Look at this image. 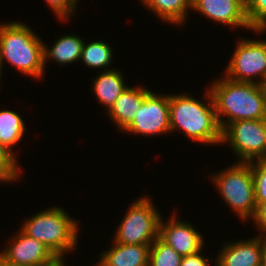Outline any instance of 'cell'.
Instances as JSON below:
<instances>
[{"label":"cell","mask_w":266,"mask_h":266,"mask_svg":"<svg viewBox=\"0 0 266 266\" xmlns=\"http://www.w3.org/2000/svg\"><path fill=\"white\" fill-rule=\"evenodd\" d=\"M206 90L204 98L207 103L185 92L169 94L170 131H182L193 142L221 145L222 130L216 117L212 95L209 89Z\"/></svg>","instance_id":"1"},{"label":"cell","mask_w":266,"mask_h":266,"mask_svg":"<svg viewBox=\"0 0 266 266\" xmlns=\"http://www.w3.org/2000/svg\"><path fill=\"white\" fill-rule=\"evenodd\" d=\"M211 84L208 88L221 130L238 120L266 119V106L259 84L236 82L223 75Z\"/></svg>","instance_id":"2"},{"label":"cell","mask_w":266,"mask_h":266,"mask_svg":"<svg viewBox=\"0 0 266 266\" xmlns=\"http://www.w3.org/2000/svg\"><path fill=\"white\" fill-rule=\"evenodd\" d=\"M0 60H6L20 73L34 79L42 78L44 66V42L32 28L21 21L0 23Z\"/></svg>","instance_id":"3"},{"label":"cell","mask_w":266,"mask_h":266,"mask_svg":"<svg viewBox=\"0 0 266 266\" xmlns=\"http://www.w3.org/2000/svg\"><path fill=\"white\" fill-rule=\"evenodd\" d=\"M21 230L42 242L57 257L77 249L79 222L62 207H50L26 218Z\"/></svg>","instance_id":"4"},{"label":"cell","mask_w":266,"mask_h":266,"mask_svg":"<svg viewBox=\"0 0 266 266\" xmlns=\"http://www.w3.org/2000/svg\"><path fill=\"white\" fill-rule=\"evenodd\" d=\"M219 194L241 221L254 217L257 209L254 180L249 163L235 164L209 176Z\"/></svg>","instance_id":"5"},{"label":"cell","mask_w":266,"mask_h":266,"mask_svg":"<svg viewBox=\"0 0 266 266\" xmlns=\"http://www.w3.org/2000/svg\"><path fill=\"white\" fill-rule=\"evenodd\" d=\"M152 202L144 195L129 205V210L115 229L114 242L151 245L158 238L161 214Z\"/></svg>","instance_id":"6"},{"label":"cell","mask_w":266,"mask_h":266,"mask_svg":"<svg viewBox=\"0 0 266 266\" xmlns=\"http://www.w3.org/2000/svg\"><path fill=\"white\" fill-rule=\"evenodd\" d=\"M237 42L223 76L236 82L260 84L266 79V40L243 38Z\"/></svg>","instance_id":"7"},{"label":"cell","mask_w":266,"mask_h":266,"mask_svg":"<svg viewBox=\"0 0 266 266\" xmlns=\"http://www.w3.org/2000/svg\"><path fill=\"white\" fill-rule=\"evenodd\" d=\"M229 144L237 162H251L266 160V143L264 133V119L238 120L229 123L222 130L221 144Z\"/></svg>","instance_id":"8"},{"label":"cell","mask_w":266,"mask_h":266,"mask_svg":"<svg viewBox=\"0 0 266 266\" xmlns=\"http://www.w3.org/2000/svg\"><path fill=\"white\" fill-rule=\"evenodd\" d=\"M151 92L145 97L135 119L124 130V133H131L143 136H157L170 134L169 119V95Z\"/></svg>","instance_id":"9"},{"label":"cell","mask_w":266,"mask_h":266,"mask_svg":"<svg viewBox=\"0 0 266 266\" xmlns=\"http://www.w3.org/2000/svg\"><path fill=\"white\" fill-rule=\"evenodd\" d=\"M17 232L0 253L6 261L20 266H48L58 259L42 242L21 229Z\"/></svg>","instance_id":"10"},{"label":"cell","mask_w":266,"mask_h":266,"mask_svg":"<svg viewBox=\"0 0 266 266\" xmlns=\"http://www.w3.org/2000/svg\"><path fill=\"white\" fill-rule=\"evenodd\" d=\"M177 217L178 215L171 214L167 222L160 218L158 237L181 256L203 251L205 241L202 234L196 231L194 225Z\"/></svg>","instance_id":"11"},{"label":"cell","mask_w":266,"mask_h":266,"mask_svg":"<svg viewBox=\"0 0 266 266\" xmlns=\"http://www.w3.org/2000/svg\"><path fill=\"white\" fill-rule=\"evenodd\" d=\"M192 11L199 12L220 25L252 31L246 17L244 0H193Z\"/></svg>","instance_id":"12"},{"label":"cell","mask_w":266,"mask_h":266,"mask_svg":"<svg viewBox=\"0 0 266 266\" xmlns=\"http://www.w3.org/2000/svg\"><path fill=\"white\" fill-rule=\"evenodd\" d=\"M263 236L224 243L215 266H261Z\"/></svg>","instance_id":"13"},{"label":"cell","mask_w":266,"mask_h":266,"mask_svg":"<svg viewBox=\"0 0 266 266\" xmlns=\"http://www.w3.org/2000/svg\"><path fill=\"white\" fill-rule=\"evenodd\" d=\"M150 92L146 86H127L118 97L107 114L120 131H124L135 119L142 102Z\"/></svg>","instance_id":"14"},{"label":"cell","mask_w":266,"mask_h":266,"mask_svg":"<svg viewBox=\"0 0 266 266\" xmlns=\"http://www.w3.org/2000/svg\"><path fill=\"white\" fill-rule=\"evenodd\" d=\"M151 245L120 244L113 241L108 250L100 253V266H148Z\"/></svg>","instance_id":"15"},{"label":"cell","mask_w":266,"mask_h":266,"mask_svg":"<svg viewBox=\"0 0 266 266\" xmlns=\"http://www.w3.org/2000/svg\"><path fill=\"white\" fill-rule=\"evenodd\" d=\"M100 72L91 85L98 103L109 111L128 85L125 84L126 80H124L122 71L114 67L111 70Z\"/></svg>","instance_id":"16"},{"label":"cell","mask_w":266,"mask_h":266,"mask_svg":"<svg viewBox=\"0 0 266 266\" xmlns=\"http://www.w3.org/2000/svg\"><path fill=\"white\" fill-rule=\"evenodd\" d=\"M85 39L73 34H65L53 42V46L48 48L44 44V66L46 68L47 60H54L58 65H68L81 59L82 48Z\"/></svg>","instance_id":"17"},{"label":"cell","mask_w":266,"mask_h":266,"mask_svg":"<svg viewBox=\"0 0 266 266\" xmlns=\"http://www.w3.org/2000/svg\"><path fill=\"white\" fill-rule=\"evenodd\" d=\"M145 8L157 15L162 22L182 25L192 9L193 0H141Z\"/></svg>","instance_id":"18"},{"label":"cell","mask_w":266,"mask_h":266,"mask_svg":"<svg viewBox=\"0 0 266 266\" xmlns=\"http://www.w3.org/2000/svg\"><path fill=\"white\" fill-rule=\"evenodd\" d=\"M26 126L22 116L12 110L0 111V148L4 149L16 160L18 156L12 151V147L21 142Z\"/></svg>","instance_id":"19"},{"label":"cell","mask_w":266,"mask_h":266,"mask_svg":"<svg viewBox=\"0 0 266 266\" xmlns=\"http://www.w3.org/2000/svg\"><path fill=\"white\" fill-rule=\"evenodd\" d=\"M113 50L111 45L105 41H91L83 44L81 59L82 62L91 69L102 68L101 71L111 70V64L113 62Z\"/></svg>","instance_id":"20"},{"label":"cell","mask_w":266,"mask_h":266,"mask_svg":"<svg viewBox=\"0 0 266 266\" xmlns=\"http://www.w3.org/2000/svg\"><path fill=\"white\" fill-rule=\"evenodd\" d=\"M183 256L159 237L151 244L148 266H180Z\"/></svg>","instance_id":"21"},{"label":"cell","mask_w":266,"mask_h":266,"mask_svg":"<svg viewBox=\"0 0 266 266\" xmlns=\"http://www.w3.org/2000/svg\"><path fill=\"white\" fill-rule=\"evenodd\" d=\"M246 17L251 30L263 34L266 31V0H247Z\"/></svg>","instance_id":"22"},{"label":"cell","mask_w":266,"mask_h":266,"mask_svg":"<svg viewBox=\"0 0 266 266\" xmlns=\"http://www.w3.org/2000/svg\"><path fill=\"white\" fill-rule=\"evenodd\" d=\"M254 180L255 201L266 202V160L248 162Z\"/></svg>","instance_id":"23"},{"label":"cell","mask_w":266,"mask_h":266,"mask_svg":"<svg viewBox=\"0 0 266 266\" xmlns=\"http://www.w3.org/2000/svg\"><path fill=\"white\" fill-rule=\"evenodd\" d=\"M20 172L18 160L0 148V182H16L20 177Z\"/></svg>","instance_id":"24"},{"label":"cell","mask_w":266,"mask_h":266,"mask_svg":"<svg viewBox=\"0 0 266 266\" xmlns=\"http://www.w3.org/2000/svg\"><path fill=\"white\" fill-rule=\"evenodd\" d=\"M49 5L52 12L61 22L69 21V18L75 15L74 0H44ZM74 13V14H73Z\"/></svg>","instance_id":"25"},{"label":"cell","mask_w":266,"mask_h":266,"mask_svg":"<svg viewBox=\"0 0 266 266\" xmlns=\"http://www.w3.org/2000/svg\"><path fill=\"white\" fill-rule=\"evenodd\" d=\"M256 204L257 209L252 220L256 228L260 229V234L266 237V202H256Z\"/></svg>","instance_id":"26"},{"label":"cell","mask_w":266,"mask_h":266,"mask_svg":"<svg viewBox=\"0 0 266 266\" xmlns=\"http://www.w3.org/2000/svg\"><path fill=\"white\" fill-rule=\"evenodd\" d=\"M211 261L216 263V260H211L209 257H204L202 251L188 256H183L180 266H209Z\"/></svg>","instance_id":"27"},{"label":"cell","mask_w":266,"mask_h":266,"mask_svg":"<svg viewBox=\"0 0 266 266\" xmlns=\"http://www.w3.org/2000/svg\"><path fill=\"white\" fill-rule=\"evenodd\" d=\"M261 266H266V237L265 236H263V250H262Z\"/></svg>","instance_id":"28"},{"label":"cell","mask_w":266,"mask_h":266,"mask_svg":"<svg viewBox=\"0 0 266 266\" xmlns=\"http://www.w3.org/2000/svg\"><path fill=\"white\" fill-rule=\"evenodd\" d=\"M263 96H264V102H265V106H266V79L264 81H262L260 84Z\"/></svg>","instance_id":"29"},{"label":"cell","mask_w":266,"mask_h":266,"mask_svg":"<svg viewBox=\"0 0 266 266\" xmlns=\"http://www.w3.org/2000/svg\"><path fill=\"white\" fill-rule=\"evenodd\" d=\"M65 258H58L54 263L48 265V266H65Z\"/></svg>","instance_id":"30"},{"label":"cell","mask_w":266,"mask_h":266,"mask_svg":"<svg viewBox=\"0 0 266 266\" xmlns=\"http://www.w3.org/2000/svg\"><path fill=\"white\" fill-rule=\"evenodd\" d=\"M0 266H20V265L12 264V263L6 261L5 259H3V258L0 256Z\"/></svg>","instance_id":"31"},{"label":"cell","mask_w":266,"mask_h":266,"mask_svg":"<svg viewBox=\"0 0 266 266\" xmlns=\"http://www.w3.org/2000/svg\"><path fill=\"white\" fill-rule=\"evenodd\" d=\"M3 66H2V62H1V60H0V83H1V76H2V70H3ZM1 85V84H0ZM1 87V86H0ZM1 89V88H0Z\"/></svg>","instance_id":"32"},{"label":"cell","mask_w":266,"mask_h":266,"mask_svg":"<svg viewBox=\"0 0 266 266\" xmlns=\"http://www.w3.org/2000/svg\"><path fill=\"white\" fill-rule=\"evenodd\" d=\"M264 133H265V143H266V119H264Z\"/></svg>","instance_id":"33"},{"label":"cell","mask_w":266,"mask_h":266,"mask_svg":"<svg viewBox=\"0 0 266 266\" xmlns=\"http://www.w3.org/2000/svg\"><path fill=\"white\" fill-rule=\"evenodd\" d=\"M74 2H75V6H77L78 4V2H79V0H74Z\"/></svg>","instance_id":"34"}]
</instances>
